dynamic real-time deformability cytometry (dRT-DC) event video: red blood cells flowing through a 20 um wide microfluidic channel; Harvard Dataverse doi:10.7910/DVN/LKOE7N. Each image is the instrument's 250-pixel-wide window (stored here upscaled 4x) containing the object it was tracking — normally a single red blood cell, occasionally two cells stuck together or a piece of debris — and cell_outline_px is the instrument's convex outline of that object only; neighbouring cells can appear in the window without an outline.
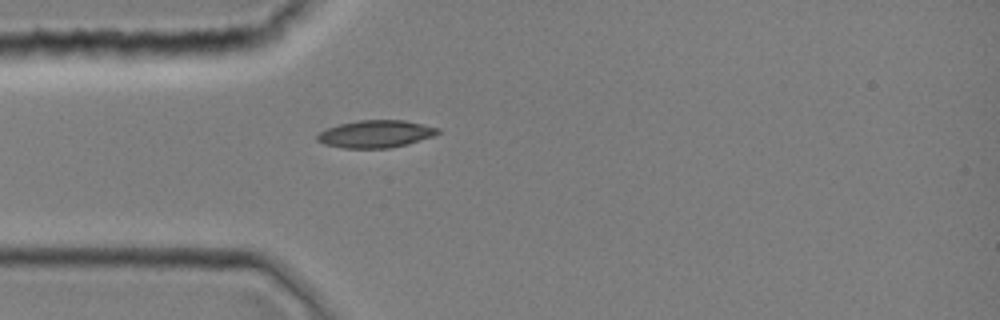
{"species": "common noctule bat (a hibernating species)", "species_latin": "Nyctalus noctula", "temperature_condition": "room temperature", "stored_images_in_passage": 32, "camera_frame_rate_fps": 3000, "um_per_image_px": 0.085, "animal": {"sex": "female", "body_mass_g": 19.0, "forearm_length_mm": 51.5}, "frame": {"image": 1, "passage_image": 1, "time_ms": 0.0, "image_size_px": [1000, 320], "cell_outline_px": [[440, 132], [432, 136], [408, 144], [388, 148], [344, 148], [324, 144], [316, 140], [316, 136], [320, 132], [328, 128], [340, 124], [360, 120], [404, 120], [440, 128]], "centroid_in_image_um": [31.93, 11.39], "position_along_channel_um": 53.1, "area_um2": 19.13}}
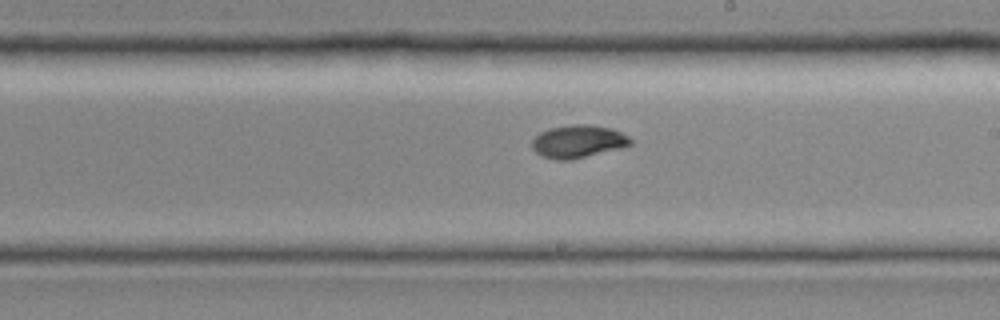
{"frame": {"image": 2, "passage_image": 14, "time_ms": 4.333, "image_size_px": [1000, 320], "cell_outline_px": [[632, 144], [620, 148], [572, 160], [556, 160], [540, 156], [532, 148], [532, 140], [540, 132], [548, 128], [572, 124], [588, 124], [612, 128], [628, 136], [632, 140]], "centroid_in_image_um": [49.12, 12.02], "position_along_channel_um": 239.9, "area_um2": 18.96}}
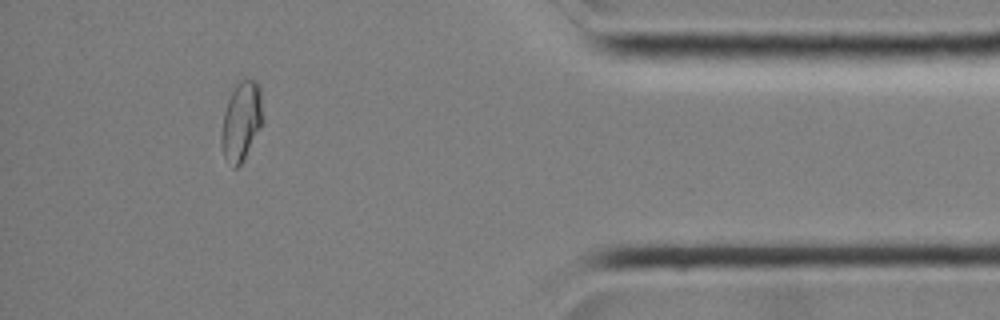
{"frame": {"image": 3, "passage_image": 28, "time_ms": 9.0, "image_size_px": [1000, 320], "cell_outline_px": [[264, 120], [244, 160], [236, 168], [232, 168], [224, 160], [220, 144], [220, 132], [224, 112], [228, 100], [236, 84], [240, 80], [256, 80], [260, 84], [264, 116]], "centroid_in_image_um": [20.51, 10.33], "position_along_channel_um": 414.7, "area_um2": 19.65}}